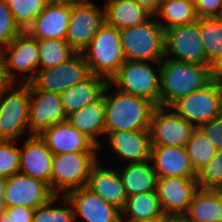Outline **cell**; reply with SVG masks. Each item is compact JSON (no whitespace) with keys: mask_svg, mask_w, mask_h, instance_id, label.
I'll use <instances>...</instances> for the list:
<instances>
[{"mask_svg":"<svg viewBox=\"0 0 222 222\" xmlns=\"http://www.w3.org/2000/svg\"><path fill=\"white\" fill-rule=\"evenodd\" d=\"M112 88L109 83L103 94L105 132L149 131L151 115L156 106L145 98ZM109 90L117 91L112 94Z\"/></svg>","mask_w":222,"mask_h":222,"instance_id":"6da1fadb","label":"cell"},{"mask_svg":"<svg viewBox=\"0 0 222 222\" xmlns=\"http://www.w3.org/2000/svg\"><path fill=\"white\" fill-rule=\"evenodd\" d=\"M211 80L210 66L164 58L160 62V107H171Z\"/></svg>","mask_w":222,"mask_h":222,"instance_id":"7a4b0ae2","label":"cell"},{"mask_svg":"<svg viewBox=\"0 0 222 222\" xmlns=\"http://www.w3.org/2000/svg\"><path fill=\"white\" fill-rule=\"evenodd\" d=\"M82 54L90 73L109 81L125 62L120 31L104 23Z\"/></svg>","mask_w":222,"mask_h":222,"instance_id":"3957f363","label":"cell"},{"mask_svg":"<svg viewBox=\"0 0 222 222\" xmlns=\"http://www.w3.org/2000/svg\"><path fill=\"white\" fill-rule=\"evenodd\" d=\"M109 83L124 93L145 98L160 106V63L125 60Z\"/></svg>","mask_w":222,"mask_h":222,"instance_id":"277c9868","label":"cell"},{"mask_svg":"<svg viewBox=\"0 0 222 222\" xmlns=\"http://www.w3.org/2000/svg\"><path fill=\"white\" fill-rule=\"evenodd\" d=\"M120 38L125 60L160 63L164 59L165 31L154 16L121 30Z\"/></svg>","mask_w":222,"mask_h":222,"instance_id":"5b68a950","label":"cell"},{"mask_svg":"<svg viewBox=\"0 0 222 222\" xmlns=\"http://www.w3.org/2000/svg\"><path fill=\"white\" fill-rule=\"evenodd\" d=\"M16 85L12 83L0 97V140L19 141L25 134L31 136L28 126L30 88L28 84Z\"/></svg>","mask_w":222,"mask_h":222,"instance_id":"8992f818","label":"cell"},{"mask_svg":"<svg viewBox=\"0 0 222 222\" xmlns=\"http://www.w3.org/2000/svg\"><path fill=\"white\" fill-rule=\"evenodd\" d=\"M99 161L98 153L53 154L50 189L55 195L87 185L92 167Z\"/></svg>","mask_w":222,"mask_h":222,"instance_id":"52a82bcc","label":"cell"},{"mask_svg":"<svg viewBox=\"0 0 222 222\" xmlns=\"http://www.w3.org/2000/svg\"><path fill=\"white\" fill-rule=\"evenodd\" d=\"M170 108L194 127H199L222 113L221 86L211 80L203 88L180 98Z\"/></svg>","mask_w":222,"mask_h":222,"instance_id":"ba28073f","label":"cell"},{"mask_svg":"<svg viewBox=\"0 0 222 222\" xmlns=\"http://www.w3.org/2000/svg\"><path fill=\"white\" fill-rule=\"evenodd\" d=\"M1 53L5 61L7 76L12 83L28 84L33 80L39 70V48L36 38H33L26 30L21 31L1 50ZM16 71L24 75L19 77Z\"/></svg>","mask_w":222,"mask_h":222,"instance_id":"9c48e42d","label":"cell"},{"mask_svg":"<svg viewBox=\"0 0 222 222\" xmlns=\"http://www.w3.org/2000/svg\"><path fill=\"white\" fill-rule=\"evenodd\" d=\"M164 58L211 66L202 41L199 18L196 22L165 30Z\"/></svg>","mask_w":222,"mask_h":222,"instance_id":"30bf717a","label":"cell"},{"mask_svg":"<svg viewBox=\"0 0 222 222\" xmlns=\"http://www.w3.org/2000/svg\"><path fill=\"white\" fill-rule=\"evenodd\" d=\"M91 75L82 53L53 68L38 70L30 84L36 90L60 94Z\"/></svg>","mask_w":222,"mask_h":222,"instance_id":"8fae6325","label":"cell"},{"mask_svg":"<svg viewBox=\"0 0 222 222\" xmlns=\"http://www.w3.org/2000/svg\"><path fill=\"white\" fill-rule=\"evenodd\" d=\"M104 23V7H99L93 1L71 5L65 40L76 53H82Z\"/></svg>","mask_w":222,"mask_h":222,"instance_id":"7c38bea8","label":"cell"},{"mask_svg":"<svg viewBox=\"0 0 222 222\" xmlns=\"http://www.w3.org/2000/svg\"><path fill=\"white\" fill-rule=\"evenodd\" d=\"M194 128L170 107L156 106L149 126L151 146L185 147Z\"/></svg>","mask_w":222,"mask_h":222,"instance_id":"4fadbf2b","label":"cell"},{"mask_svg":"<svg viewBox=\"0 0 222 222\" xmlns=\"http://www.w3.org/2000/svg\"><path fill=\"white\" fill-rule=\"evenodd\" d=\"M55 194L49 185L23 173H16L6 178L4 206H24L36 209L47 203Z\"/></svg>","mask_w":222,"mask_h":222,"instance_id":"5bb4252c","label":"cell"},{"mask_svg":"<svg viewBox=\"0 0 222 222\" xmlns=\"http://www.w3.org/2000/svg\"><path fill=\"white\" fill-rule=\"evenodd\" d=\"M28 126L30 135H40L43 131L66 121L67 116L61 104L60 94L36 90L30 83Z\"/></svg>","mask_w":222,"mask_h":222,"instance_id":"9a60e30c","label":"cell"},{"mask_svg":"<svg viewBox=\"0 0 222 222\" xmlns=\"http://www.w3.org/2000/svg\"><path fill=\"white\" fill-rule=\"evenodd\" d=\"M197 190V177L157 179L156 192L165 216H185Z\"/></svg>","mask_w":222,"mask_h":222,"instance_id":"2e32d148","label":"cell"},{"mask_svg":"<svg viewBox=\"0 0 222 222\" xmlns=\"http://www.w3.org/2000/svg\"><path fill=\"white\" fill-rule=\"evenodd\" d=\"M74 210V220L85 222H121V211L106 202L86 186L69 191L65 195Z\"/></svg>","mask_w":222,"mask_h":222,"instance_id":"e0dca14e","label":"cell"},{"mask_svg":"<svg viewBox=\"0 0 222 222\" xmlns=\"http://www.w3.org/2000/svg\"><path fill=\"white\" fill-rule=\"evenodd\" d=\"M104 139L116 158L124 164L150 160L151 139L149 131L105 132Z\"/></svg>","mask_w":222,"mask_h":222,"instance_id":"ac0fdd59","label":"cell"},{"mask_svg":"<svg viewBox=\"0 0 222 222\" xmlns=\"http://www.w3.org/2000/svg\"><path fill=\"white\" fill-rule=\"evenodd\" d=\"M53 154L98 153L99 147L69 122L52 125L40 135Z\"/></svg>","mask_w":222,"mask_h":222,"instance_id":"d6986e66","label":"cell"},{"mask_svg":"<svg viewBox=\"0 0 222 222\" xmlns=\"http://www.w3.org/2000/svg\"><path fill=\"white\" fill-rule=\"evenodd\" d=\"M20 147L19 172L42 180L50 187L53 153L39 135L29 136Z\"/></svg>","mask_w":222,"mask_h":222,"instance_id":"ffe728a7","label":"cell"},{"mask_svg":"<svg viewBox=\"0 0 222 222\" xmlns=\"http://www.w3.org/2000/svg\"><path fill=\"white\" fill-rule=\"evenodd\" d=\"M71 5L48 2L26 31L36 39L65 40Z\"/></svg>","mask_w":222,"mask_h":222,"instance_id":"44dd1931","label":"cell"},{"mask_svg":"<svg viewBox=\"0 0 222 222\" xmlns=\"http://www.w3.org/2000/svg\"><path fill=\"white\" fill-rule=\"evenodd\" d=\"M150 161L158 178L197 177L185 147L151 146Z\"/></svg>","mask_w":222,"mask_h":222,"instance_id":"7402d4cb","label":"cell"},{"mask_svg":"<svg viewBox=\"0 0 222 222\" xmlns=\"http://www.w3.org/2000/svg\"><path fill=\"white\" fill-rule=\"evenodd\" d=\"M104 166L98 161L92 167L86 187L121 211L127 199L121 177L116 167Z\"/></svg>","mask_w":222,"mask_h":222,"instance_id":"603a6c76","label":"cell"},{"mask_svg":"<svg viewBox=\"0 0 222 222\" xmlns=\"http://www.w3.org/2000/svg\"><path fill=\"white\" fill-rule=\"evenodd\" d=\"M108 84L109 81L106 78L91 74L84 81L60 93L61 104L66 116L88 104L99 101Z\"/></svg>","mask_w":222,"mask_h":222,"instance_id":"cb8c5ba5","label":"cell"},{"mask_svg":"<svg viewBox=\"0 0 222 222\" xmlns=\"http://www.w3.org/2000/svg\"><path fill=\"white\" fill-rule=\"evenodd\" d=\"M67 122L90 138L101 151L105 136V105L102 97L95 103L67 115ZM103 137L102 140H99Z\"/></svg>","mask_w":222,"mask_h":222,"instance_id":"d4e9b609","label":"cell"},{"mask_svg":"<svg viewBox=\"0 0 222 222\" xmlns=\"http://www.w3.org/2000/svg\"><path fill=\"white\" fill-rule=\"evenodd\" d=\"M105 23L119 31L146 22L152 15L134 0H105Z\"/></svg>","mask_w":222,"mask_h":222,"instance_id":"484cf974","label":"cell"},{"mask_svg":"<svg viewBox=\"0 0 222 222\" xmlns=\"http://www.w3.org/2000/svg\"><path fill=\"white\" fill-rule=\"evenodd\" d=\"M115 167L121 177L127 197L156 191L158 177L150 160L141 163L121 164V168Z\"/></svg>","mask_w":222,"mask_h":222,"instance_id":"4316f807","label":"cell"},{"mask_svg":"<svg viewBox=\"0 0 222 222\" xmlns=\"http://www.w3.org/2000/svg\"><path fill=\"white\" fill-rule=\"evenodd\" d=\"M185 217L189 222H222V190L198 189Z\"/></svg>","mask_w":222,"mask_h":222,"instance_id":"83f0119b","label":"cell"},{"mask_svg":"<svg viewBox=\"0 0 222 222\" xmlns=\"http://www.w3.org/2000/svg\"><path fill=\"white\" fill-rule=\"evenodd\" d=\"M164 216L156 191L128 196L121 210V222H135Z\"/></svg>","mask_w":222,"mask_h":222,"instance_id":"f1b7e54d","label":"cell"},{"mask_svg":"<svg viewBox=\"0 0 222 222\" xmlns=\"http://www.w3.org/2000/svg\"><path fill=\"white\" fill-rule=\"evenodd\" d=\"M154 17H156L164 31L171 27L191 24L198 20L194 0H162ZM157 17L159 18L157 19Z\"/></svg>","mask_w":222,"mask_h":222,"instance_id":"f546056e","label":"cell"},{"mask_svg":"<svg viewBox=\"0 0 222 222\" xmlns=\"http://www.w3.org/2000/svg\"><path fill=\"white\" fill-rule=\"evenodd\" d=\"M39 48V70L53 68L68 61L76 52L61 39H37Z\"/></svg>","mask_w":222,"mask_h":222,"instance_id":"4dcf8cb0","label":"cell"},{"mask_svg":"<svg viewBox=\"0 0 222 222\" xmlns=\"http://www.w3.org/2000/svg\"><path fill=\"white\" fill-rule=\"evenodd\" d=\"M190 162L198 173L216 154L217 149L199 127H195L185 146Z\"/></svg>","mask_w":222,"mask_h":222,"instance_id":"1f68e13d","label":"cell"},{"mask_svg":"<svg viewBox=\"0 0 222 222\" xmlns=\"http://www.w3.org/2000/svg\"><path fill=\"white\" fill-rule=\"evenodd\" d=\"M56 202H60L61 205L55 208ZM64 205L66 206L63 207ZM33 222H75L73 206L65 195H55L35 209Z\"/></svg>","mask_w":222,"mask_h":222,"instance_id":"d6a6232c","label":"cell"},{"mask_svg":"<svg viewBox=\"0 0 222 222\" xmlns=\"http://www.w3.org/2000/svg\"><path fill=\"white\" fill-rule=\"evenodd\" d=\"M199 27L207 60L212 63L222 52V18H199Z\"/></svg>","mask_w":222,"mask_h":222,"instance_id":"836d02e7","label":"cell"},{"mask_svg":"<svg viewBox=\"0 0 222 222\" xmlns=\"http://www.w3.org/2000/svg\"><path fill=\"white\" fill-rule=\"evenodd\" d=\"M16 24L26 30L43 11L47 0H6Z\"/></svg>","mask_w":222,"mask_h":222,"instance_id":"e575fe53","label":"cell"},{"mask_svg":"<svg viewBox=\"0 0 222 222\" xmlns=\"http://www.w3.org/2000/svg\"><path fill=\"white\" fill-rule=\"evenodd\" d=\"M198 189L222 190V149L197 173Z\"/></svg>","mask_w":222,"mask_h":222,"instance_id":"d590c367","label":"cell"},{"mask_svg":"<svg viewBox=\"0 0 222 222\" xmlns=\"http://www.w3.org/2000/svg\"><path fill=\"white\" fill-rule=\"evenodd\" d=\"M19 141L0 140V177L9 178L19 172L20 147Z\"/></svg>","mask_w":222,"mask_h":222,"instance_id":"8d00e7d4","label":"cell"},{"mask_svg":"<svg viewBox=\"0 0 222 222\" xmlns=\"http://www.w3.org/2000/svg\"><path fill=\"white\" fill-rule=\"evenodd\" d=\"M6 0H0V51L5 48L20 32Z\"/></svg>","mask_w":222,"mask_h":222,"instance_id":"74e56055","label":"cell"},{"mask_svg":"<svg viewBox=\"0 0 222 222\" xmlns=\"http://www.w3.org/2000/svg\"><path fill=\"white\" fill-rule=\"evenodd\" d=\"M199 128L217 150L222 149V113L214 120L200 125Z\"/></svg>","mask_w":222,"mask_h":222,"instance_id":"f35d334b","label":"cell"},{"mask_svg":"<svg viewBox=\"0 0 222 222\" xmlns=\"http://www.w3.org/2000/svg\"><path fill=\"white\" fill-rule=\"evenodd\" d=\"M194 5L198 18L221 16L222 0H194Z\"/></svg>","mask_w":222,"mask_h":222,"instance_id":"ab89813d","label":"cell"},{"mask_svg":"<svg viewBox=\"0 0 222 222\" xmlns=\"http://www.w3.org/2000/svg\"><path fill=\"white\" fill-rule=\"evenodd\" d=\"M5 210L9 215L13 216L16 222H33V215L35 209L24 207V206H14L5 207Z\"/></svg>","mask_w":222,"mask_h":222,"instance_id":"60d3db41","label":"cell"},{"mask_svg":"<svg viewBox=\"0 0 222 222\" xmlns=\"http://www.w3.org/2000/svg\"><path fill=\"white\" fill-rule=\"evenodd\" d=\"M12 82L9 80L7 73H6V68H5V61L3 58V55L0 51V97L3 93V91L8 88Z\"/></svg>","mask_w":222,"mask_h":222,"instance_id":"b9f144b4","label":"cell"},{"mask_svg":"<svg viewBox=\"0 0 222 222\" xmlns=\"http://www.w3.org/2000/svg\"><path fill=\"white\" fill-rule=\"evenodd\" d=\"M211 79L219 82L222 79V52L210 66Z\"/></svg>","mask_w":222,"mask_h":222,"instance_id":"7bdbcfd3","label":"cell"},{"mask_svg":"<svg viewBox=\"0 0 222 222\" xmlns=\"http://www.w3.org/2000/svg\"><path fill=\"white\" fill-rule=\"evenodd\" d=\"M138 5L144 8L147 12H149L152 16H154L158 9L161 0H134Z\"/></svg>","mask_w":222,"mask_h":222,"instance_id":"ee69618b","label":"cell"},{"mask_svg":"<svg viewBox=\"0 0 222 222\" xmlns=\"http://www.w3.org/2000/svg\"><path fill=\"white\" fill-rule=\"evenodd\" d=\"M51 3H60V4H69V5H76L89 2L91 0H47Z\"/></svg>","mask_w":222,"mask_h":222,"instance_id":"f6af8a7d","label":"cell"},{"mask_svg":"<svg viewBox=\"0 0 222 222\" xmlns=\"http://www.w3.org/2000/svg\"><path fill=\"white\" fill-rule=\"evenodd\" d=\"M165 222H189L185 216H166Z\"/></svg>","mask_w":222,"mask_h":222,"instance_id":"bcb514c9","label":"cell"},{"mask_svg":"<svg viewBox=\"0 0 222 222\" xmlns=\"http://www.w3.org/2000/svg\"><path fill=\"white\" fill-rule=\"evenodd\" d=\"M0 222H16L13 216L9 215L8 212L4 209L0 213Z\"/></svg>","mask_w":222,"mask_h":222,"instance_id":"7dc6e473","label":"cell"},{"mask_svg":"<svg viewBox=\"0 0 222 222\" xmlns=\"http://www.w3.org/2000/svg\"><path fill=\"white\" fill-rule=\"evenodd\" d=\"M5 181L6 178L0 177V197H4Z\"/></svg>","mask_w":222,"mask_h":222,"instance_id":"c3c4849f","label":"cell"},{"mask_svg":"<svg viewBox=\"0 0 222 222\" xmlns=\"http://www.w3.org/2000/svg\"><path fill=\"white\" fill-rule=\"evenodd\" d=\"M165 218H166V216L160 217V218H155V219L139 220V221H135V222H165Z\"/></svg>","mask_w":222,"mask_h":222,"instance_id":"681fc988","label":"cell"},{"mask_svg":"<svg viewBox=\"0 0 222 222\" xmlns=\"http://www.w3.org/2000/svg\"><path fill=\"white\" fill-rule=\"evenodd\" d=\"M5 209L4 197H0V213Z\"/></svg>","mask_w":222,"mask_h":222,"instance_id":"f907efd6","label":"cell"},{"mask_svg":"<svg viewBox=\"0 0 222 222\" xmlns=\"http://www.w3.org/2000/svg\"><path fill=\"white\" fill-rule=\"evenodd\" d=\"M219 84H220L221 90H222V79L219 81Z\"/></svg>","mask_w":222,"mask_h":222,"instance_id":"816d5d0a","label":"cell"}]
</instances>
